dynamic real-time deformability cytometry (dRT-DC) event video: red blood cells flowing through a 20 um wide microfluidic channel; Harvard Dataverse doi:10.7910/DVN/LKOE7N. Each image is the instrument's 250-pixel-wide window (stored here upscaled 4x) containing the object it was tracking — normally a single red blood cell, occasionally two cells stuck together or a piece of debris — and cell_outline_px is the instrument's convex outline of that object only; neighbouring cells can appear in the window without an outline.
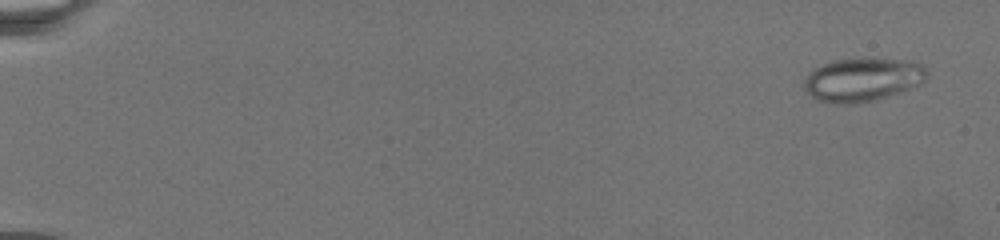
{"species": "common noctule bat (a hibernating species)", "species_latin": "Nyctalus noctula", "temperature_condition": "warm", "stored_images_in_passage": 16, "camera_frame_rate_fps": 3000, "um_per_image_px": 0.085, "animal": {"sex": "female", "body_mass_g": 19.5, "forearm_length_mm": 54.1}, "frame": {"image": 1, "passage_image": 1, "time_ms": 0.0, "image_size_px": [1000, 240], "cell_outline_px": [[928, 76], [920, 84], [876, 100], [848, 104], [844, 104], [820, 100], [812, 96], [804, 88], [804, 80], [808, 72], [824, 64], [836, 60], [864, 56], [872, 56], [904, 60], [924, 64], [928, 68]], "centroid_in_image_um": [73.37, 6.71], "position_along_channel_um": 11.6, "area_um2": 31.5}}
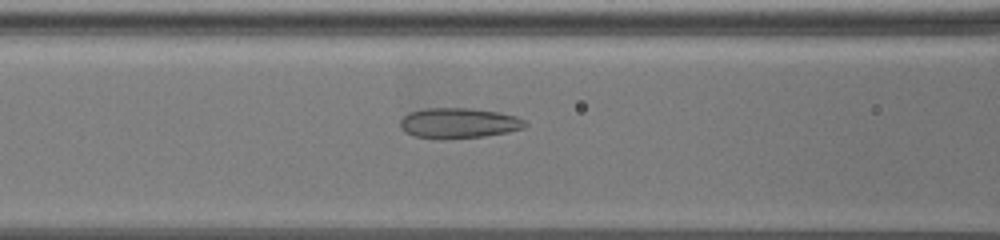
{"frame": {"image": 2, "passage_image": 11, "time_ms": 10.333, "image_size_px": [1000, 240], "cell_outline_px": [[528, 124], [524, 128], [508, 132], [484, 136], [444, 140], [436, 140], [412, 136], [404, 132], [400, 128], [400, 120], [408, 112], [420, 108], [468, 108], [500, 112], [516, 116], [524, 120]], "centroid_in_image_um": [38.93, 10.48], "position_along_channel_um": 127.7, "area_um2": 22.66}}
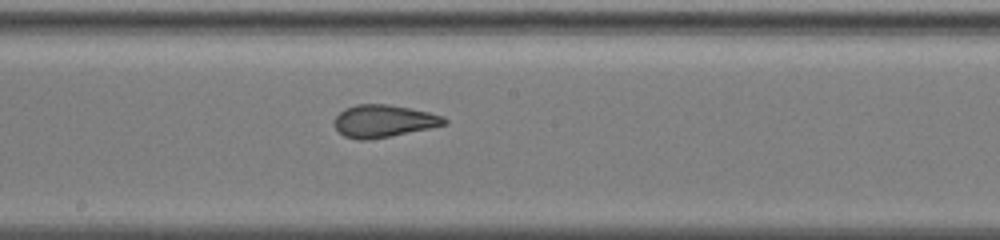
{"frame": {"image": 3, "passage_image": 16, "time_ms": 13.333, "image_size_px": [1000, 240], "cell_outline_px": [[448, 124], [432, 128], [392, 136], [368, 140], [356, 140], [344, 136], [336, 128], [332, 120], [344, 108], [356, 104], [388, 104], [428, 112], [444, 116], [448, 120]], "centroid_in_image_um": [32.61, 10.3], "position_along_channel_um": 215.6, "area_um2": 21.04}}